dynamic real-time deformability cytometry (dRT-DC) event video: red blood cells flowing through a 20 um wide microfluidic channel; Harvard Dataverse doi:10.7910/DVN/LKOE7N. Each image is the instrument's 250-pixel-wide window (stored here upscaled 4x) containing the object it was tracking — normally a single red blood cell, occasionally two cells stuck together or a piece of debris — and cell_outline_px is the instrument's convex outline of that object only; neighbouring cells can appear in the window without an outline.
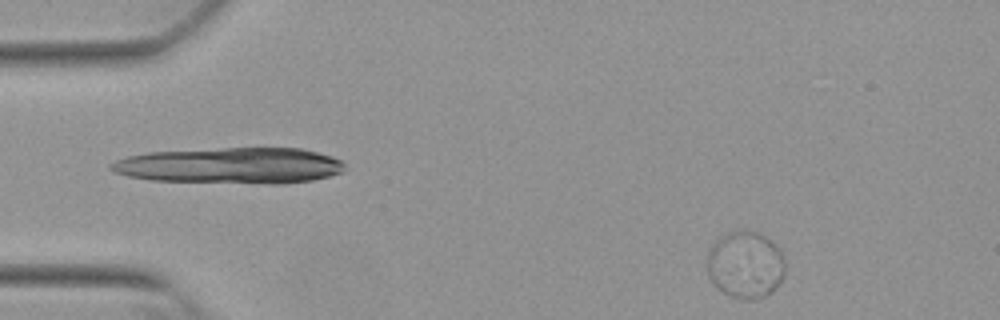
{"species": "Egyptian fruit bat (a non-hibernating species)", "species_latin": "Rousettus aegyptiacus", "temperature_condition": "warm", "stored_images_in_passage": 29, "camera_frame_rate_fps": 3000, "um_per_image_px": 0.085, "animal": {"sex": "female"}, "frame": {"image": 1, "passage_image": 1, "time_ms": 0.0, "image_size_px": [1000, 320], "cell_outline_px": [[784, 276], [772, 292], [768, 296], [752, 300], [740, 300], [716, 288], [708, 276], [708, 256], [712, 244], [720, 236], [728, 232], [740, 228], [744, 228], [760, 232], [780, 248], [784, 256]], "centroid_in_image_um": [63.37, 22.48], "position_along_channel_um": 21.6, "area_um2": 31.15}}
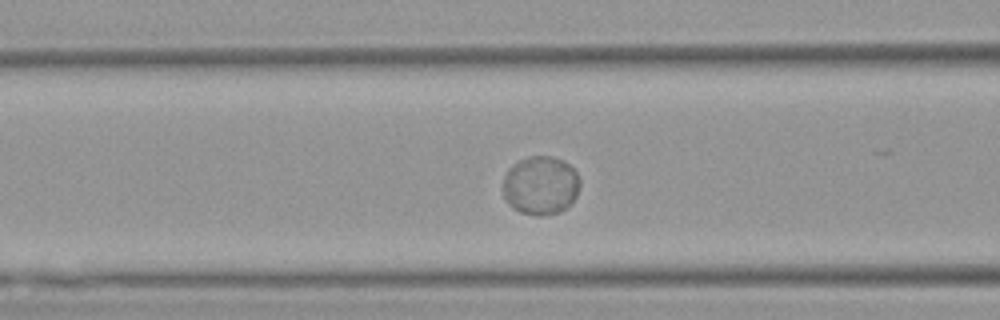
{"frame": {"image": 2, "passage_image": 16, "time_ms": 5.0, "image_size_px": [1000, 320], "cell_outline_px": [[580, 184], [576, 196], [572, 204], [560, 212], [540, 216], [536, 216], [520, 212], [512, 208], [508, 204], [504, 196], [504, 176], [508, 168], [512, 164], [528, 156], [552, 156], [564, 160], [576, 172], [580, 180]], "centroid_in_image_um": [45.96, 15.76], "position_along_channel_um": 120.6, "area_um2": 26.59}}
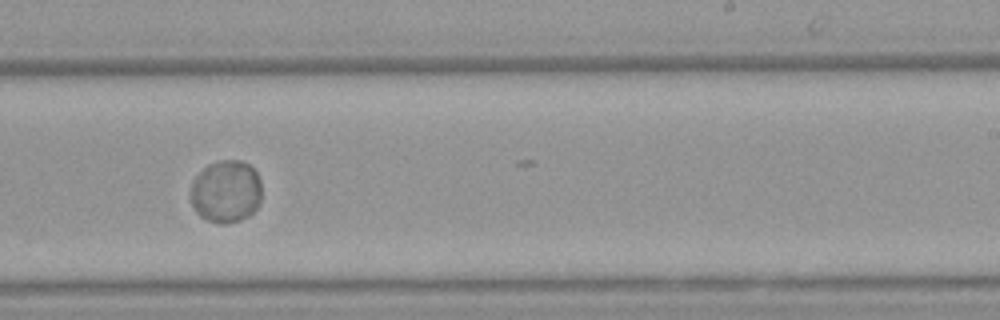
{"frame": {"image": 3, "passage_image": 28, "time_ms": 9.0, "image_size_px": [1000, 320], "cell_outline_px": [[260, 204], [248, 216], [240, 220], [224, 224], [220, 224], [208, 220], [200, 216], [196, 212], [192, 204], [192, 180], [208, 164], [220, 160], [244, 160], [256, 172], [260, 180]], "centroid_in_image_um": [19.22, 16.27], "position_along_channel_um": 269.8, "area_um2": 25.84}}